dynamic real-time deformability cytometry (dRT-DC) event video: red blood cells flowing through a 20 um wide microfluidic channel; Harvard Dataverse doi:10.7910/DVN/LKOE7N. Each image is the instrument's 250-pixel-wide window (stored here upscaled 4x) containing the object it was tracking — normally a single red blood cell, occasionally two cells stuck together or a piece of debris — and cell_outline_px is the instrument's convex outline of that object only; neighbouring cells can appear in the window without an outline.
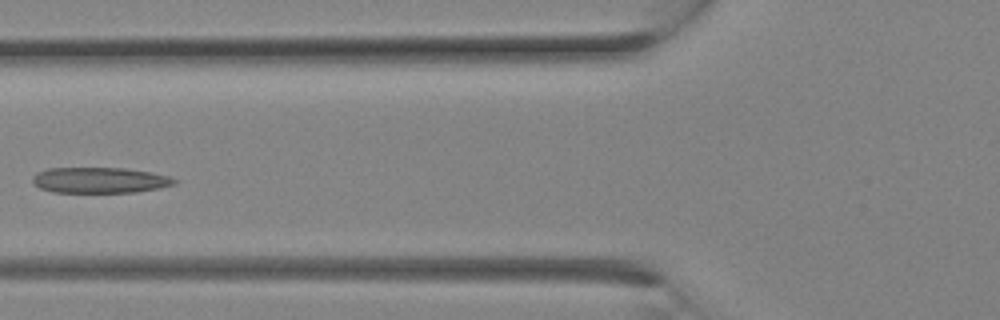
{"species": "Egyptian fruit bat (a non-hibernating species)", "species_latin": "Rousettus aegyptiacus", "temperature_condition": "room temperature", "stored_images_in_passage": 14, "camera_frame_rate_fps": 3000, "um_per_image_px": 0.085, "animal": {"sex": "female"}, "frame": {"image": 1, "passage_image": 10, "time_ms": 3.0, "image_size_px": [1000, 320], "cell_outline_px": [[176, 184], [160, 188], [136, 192], [52, 192], [40, 188], [32, 184], [32, 176], [36, 172], [48, 168], [124, 168], [152, 172], [168, 176], [176, 180]], "centroid_in_image_um": [8.45, 15.31], "position_along_channel_um": 117.4, "area_um2": 21.39}}
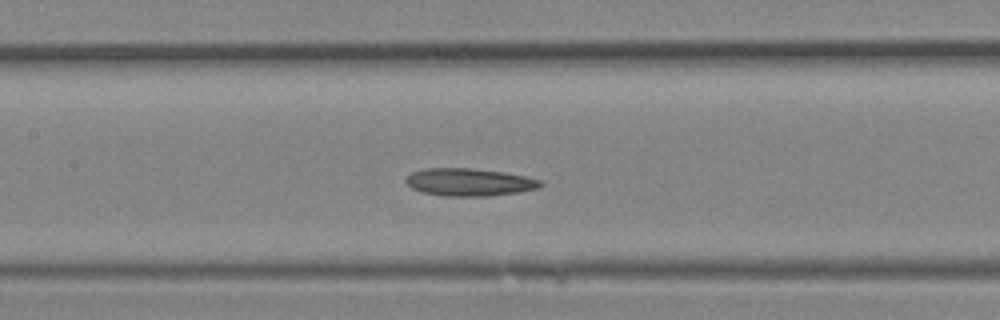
{"frame": {"image": 2, "passage_image": 12, "time_ms": 3.667, "image_size_px": [1000, 320], "cell_outline_px": [[544, 184], [540, 188], [520, 192], [488, 196], [444, 196], [424, 192], [412, 188], [404, 180], [412, 172], [424, 168], [472, 168], [504, 172], [528, 176], [544, 180]], "centroid_in_image_um": [39.97, 15.48], "position_along_channel_um": 167.4, "area_um2": 21.91}}
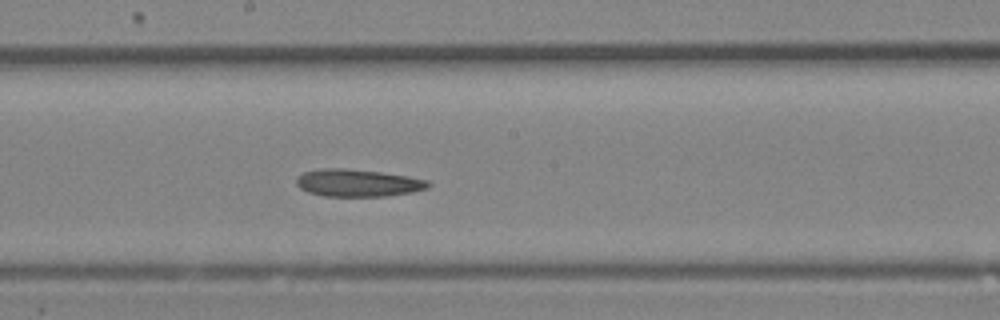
{"frame": {"image": 3, "passage_image": 14, "time_ms": 4.333, "image_size_px": [1000, 320], "cell_outline_px": [[432, 184], [428, 188], [412, 192], [388, 196], [324, 196], [308, 192], [300, 188], [296, 184], [296, 180], [304, 172], [320, 168], [344, 168], [380, 172], [408, 176], [428, 180]], "centroid_in_image_um": [30.44, 15.55], "position_along_channel_um": 217.8, "area_um2": 21.04}}